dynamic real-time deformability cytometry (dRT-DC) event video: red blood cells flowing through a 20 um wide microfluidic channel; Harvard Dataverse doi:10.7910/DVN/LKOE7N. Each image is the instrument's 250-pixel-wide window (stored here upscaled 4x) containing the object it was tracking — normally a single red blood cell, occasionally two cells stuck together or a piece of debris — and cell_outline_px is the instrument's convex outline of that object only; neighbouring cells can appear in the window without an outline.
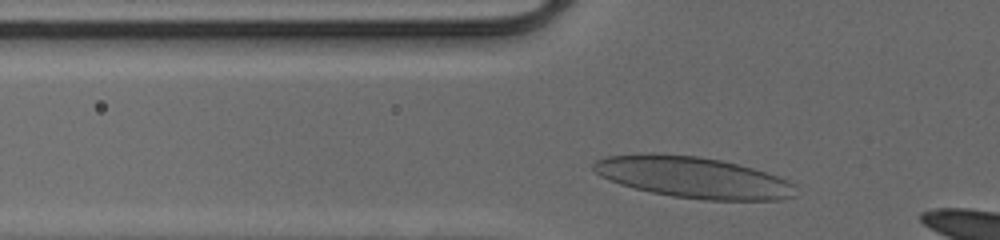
{"species": "human", "species_latin": "Homo sapiens", "temperature_condition": "cold", "stored_images_in_passage": 28, "camera_frame_rate_fps": 3000, "um_per_image_px": 0.085, "donor": {"sex": "male"}, "frame": {"image": 1, "passage_image": 3, "time_ms": 0.667, "image_size_px": [1000, 240], "cell_outline_px": [[796, 196], [780, 200], [708, 200], [672, 196], [652, 192], [620, 184], [600, 176], [592, 168], [592, 164], [596, 160], [604, 156], [640, 152], [652, 152], [700, 156], [720, 160], [752, 168], [788, 180], [792, 184]], "centroid_in_image_um": [58.84, 15.05], "position_along_channel_um": 67.0, "area_um2": 48.67}}
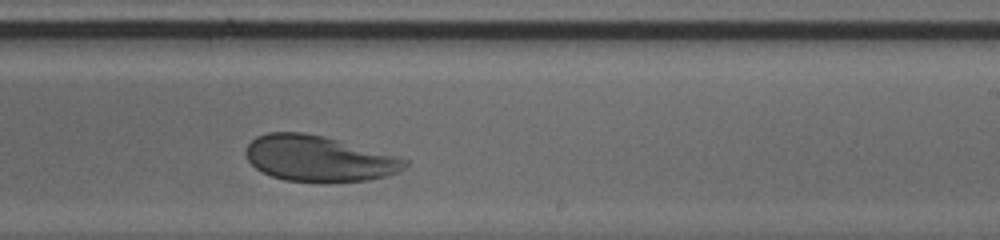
{"frame": {"image": 2, "passage_image": 18, "time_ms": 5.667, "image_size_px": [1000, 240], "cell_outline_px": [[408, 164], [404, 168], [388, 176], [368, 180], [328, 184], [284, 180], [272, 176], [256, 168], [248, 160], [244, 152], [248, 144], [256, 136], [268, 132], [304, 132], [324, 136], [340, 140], [408, 160]], "centroid_in_image_um": [27.07, 13.5], "position_along_channel_um": 261.9, "area_um2": 42.83}}
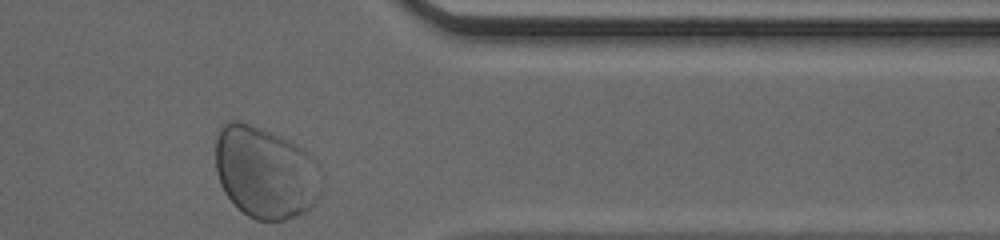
{"frame": {"image": 3, "passage_image": 28, "time_ms": 9.0, "image_size_px": [1000, 240], "cell_outline_px": [[320, 196], [304, 212], [284, 220], [256, 220], [248, 216], [224, 192], [220, 184], [216, 172], [216, 136], [220, 128], [228, 120], [240, 120], [252, 124], [288, 140], [304, 152], [308, 156], [320, 188]], "centroid_in_image_um": [22.44, 14.65], "position_along_channel_um": 389.0, "area_um2": 55.31}, "authors_computed_cell_mechanics": {"area_um2": 44.0147, "velocity_mm_per_s": 4.0229, "shape_relaxation_time_tau1_ms": 4.1989, "shape_relaxation_time_tau2_ms": null, "deformation_change_tau1": 0.1543, "deformation_change_tau2": null}}